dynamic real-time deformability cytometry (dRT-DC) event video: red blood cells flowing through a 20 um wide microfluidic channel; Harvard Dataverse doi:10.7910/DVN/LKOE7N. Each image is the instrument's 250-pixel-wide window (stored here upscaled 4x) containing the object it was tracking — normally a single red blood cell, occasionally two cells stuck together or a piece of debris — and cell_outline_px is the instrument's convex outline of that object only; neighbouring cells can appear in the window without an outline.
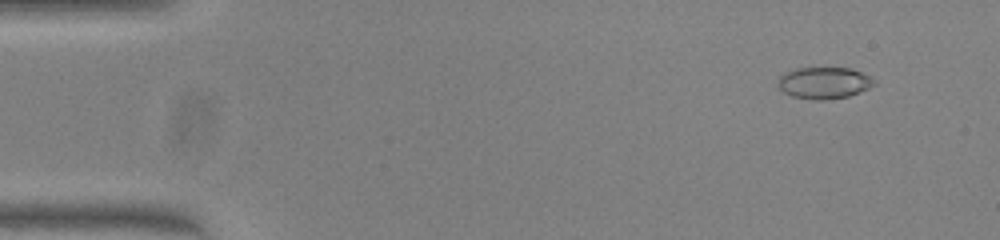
{"species": "common noctule bat (a hibernating species)", "species_latin": "Nyctalus noctula", "temperature_condition": "warm", "stored_images_in_passage": 51, "camera_frame_rate_fps": 3000, "um_per_image_px": 0.085, "animal": {"sex": "female", "body_mass_g": 23.0, "forearm_length_mm": 53.4}, "frame": {"image": 1, "passage_image": 5, "time_ms": 1.333, "image_size_px": [1000, 240], "cell_outline_px": [[876, 84], [860, 92], [848, 96], [820, 100], [816, 100], [792, 96], [784, 92], [780, 88], [780, 76], [784, 72], [796, 68], [852, 68], [868, 76]], "centroid_in_image_um": [70.04, 7.04], "position_along_channel_um": 15.0, "area_um2": 17.4}}
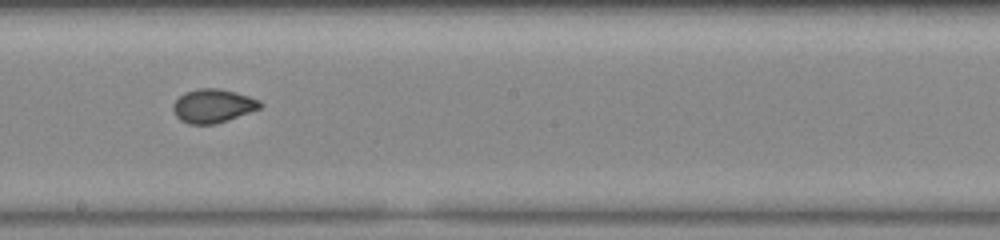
{"frame": {"image": 2, "passage_image": 29, "time_ms": 9.333, "image_size_px": [1000, 240], "cell_outline_px": [[264, 104], [260, 108], [228, 120], [216, 124], [188, 124], [180, 120], [176, 116], [172, 108], [172, 104], [184, 92], [200, 88], [220, 88], [236, 92], [260, 100]], "centroid_in_image_um": [18.09, 9.0], "position_along_channel_um": 230.1, "area_um2": 17.17}}
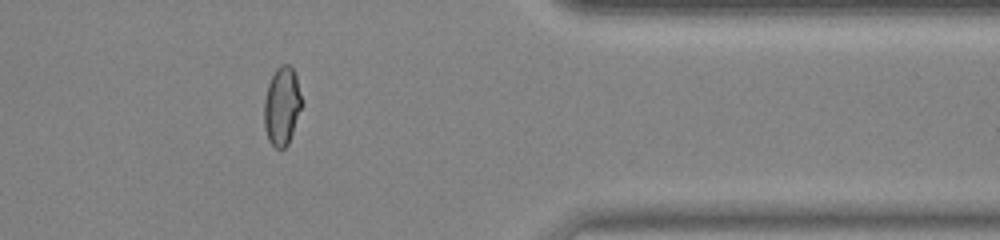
{"frame": {"image": 3, "passage_image": 42, "time_ms": 13.667, "image_size_px": [1000, 240], "cell_outline_px": [[304, 104], [288, 144], [284, 148], [276, 148], [268, 140], [264, 128], [264, 100], [268, 84], [276, 68], [280, 64], [288, 64], [292, 68], [296, 76]], "centroid_in_image_um": [23.98, 9.01], "position_along_channel_um": 387.4, "area_um2": 17.46}, "authors_computed_cell_mechanics": {"area_um2": 17.629, "velocity_mm_per_s": 4.0727, "shape_relaxation_time_tau1_ms": null, "shape_relaxation_time_tau2_ms": 0.7906, "deformation_change_tau1": null, "deformation_change_tau2": 0.0414}}